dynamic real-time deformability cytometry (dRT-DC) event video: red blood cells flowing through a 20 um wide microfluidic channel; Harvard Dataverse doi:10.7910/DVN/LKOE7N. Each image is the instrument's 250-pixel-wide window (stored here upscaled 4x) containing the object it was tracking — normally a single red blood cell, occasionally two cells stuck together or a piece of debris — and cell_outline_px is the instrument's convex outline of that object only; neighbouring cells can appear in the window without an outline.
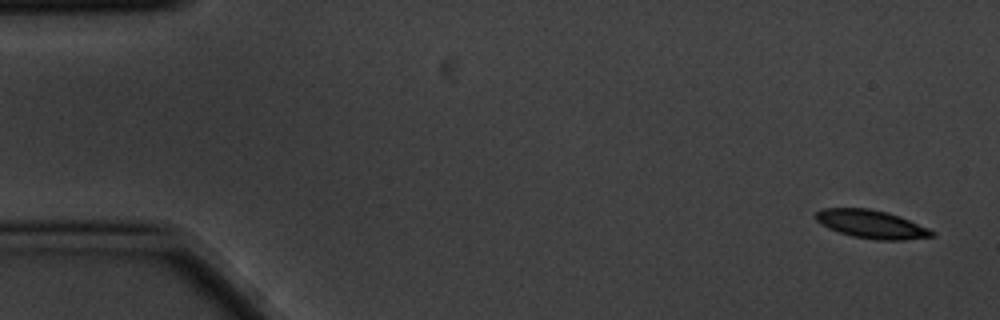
{"species": "common noctule bat (a hibernating species)", "species_latin": "Nyctalus noctula", "temperature_condition": "cold", "stored_images_in_passage": 5, "camera_frame_rate_fps": 3000, "um_per_image_px": 0.085, "animal": {"sex": "male", "body_mass_g": 20.1, "forearm_length_mm": 53.5}, "frame": {"image": 1, "passage_image": 1, "time_ms": 0.0, "image_size_px": [1000, 320], "cell_outline_px": [[936, 236], [904, 240], [876, 240], [852, 236], [828, 228], [820, 224], [816, 220], [816, 212], [824, 208], [868, 208], [888, 212], [900, 216], [928, 228], [936, 232]], "centroid_in_image_um": [74.1, 19.06], "position_along_channel_um": 10.9, "area_um2": 19.19}}
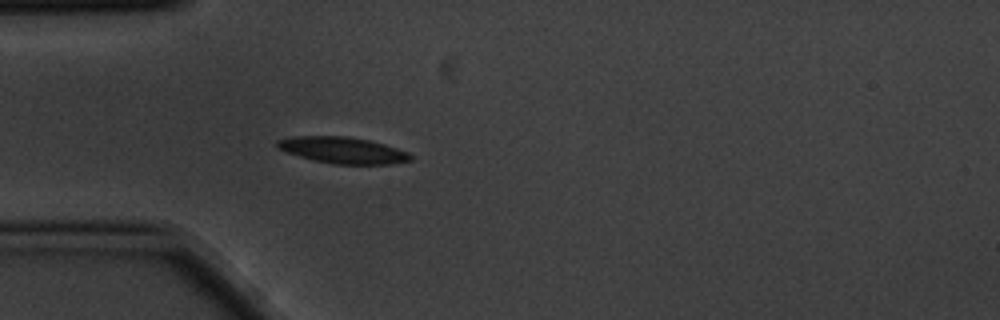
{"frame": {"image": 2, "passage_image": 5, "time_ms": 1.333, "image_size_px": [1000, 320], "cell_outline_px": [[412, 160], [392, 164], [336, 164], [312, 160], [288, 152], [280, 148], [276, 144], [276, 140], [292, 136], [344, 136], [368, 140], [384, 144], [408, 152], [412, 156]], "centroid_in_image_um": [29.15, 12.77], "position_along_channel_um": 55.9, "area_um2": 20.29}}